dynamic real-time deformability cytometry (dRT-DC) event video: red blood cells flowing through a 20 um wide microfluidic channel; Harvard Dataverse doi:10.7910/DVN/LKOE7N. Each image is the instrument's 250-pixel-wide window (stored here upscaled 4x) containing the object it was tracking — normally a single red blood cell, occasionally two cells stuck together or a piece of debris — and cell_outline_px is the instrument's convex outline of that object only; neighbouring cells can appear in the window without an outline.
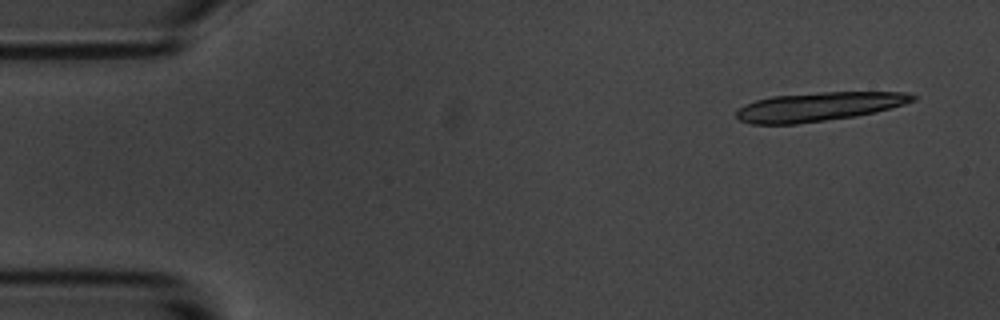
{"species": "common noctule bat (a hibernating species)", "species_latin": "Nyctalus noctula", "temperature_condition": "room temperature", "stored_images_in_passage": 6, "camera_frame_rate_fps": 3000, "um_per_image_px": 0.085, "animal": {"sex": "male", "body_mass_g": 20.1, "forearm_length_mm": 53.5}, "frame": {"image": 1, "passage_image": 1, "time_ms": 0.0, "image_size_px": [1000, 320], "cell_outline_px": [[916, 100], [904, 104], [876, 112], [856, 116], [796, 124], [752, 124], [740, 120], [736, 116], [736, 112], [744, 104], [756, 100], [772, 96], [820, 92], [904, 92], [916, 96]], "centroid_in_image_um": [69.59, 9.06], "position_along_channel_um": 15.4, "area_um2": 29.59}}
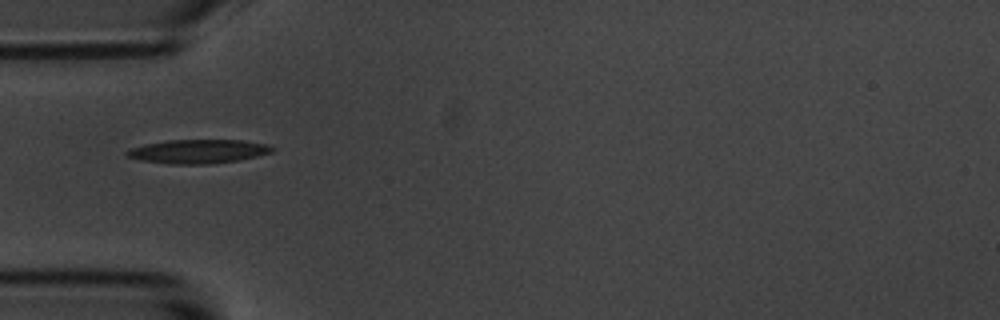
{"frame": {"image": 2, "passage_image": 4, "time_ms": 4.667, "image_size_px": [1000, 320], "cell_outline_px": [[276, 148], [272, 152], [240, 160], [212, 164], [168, 164], [140, 160], [128, 156], [124, 152], [132, 148], [148, 144], [168, 140], [240, 140], [264, 144]], "centroid_in_image_um": [16.86, 12.88], "position_along_channel_um": 68.1, "area_um2": 20.06}}
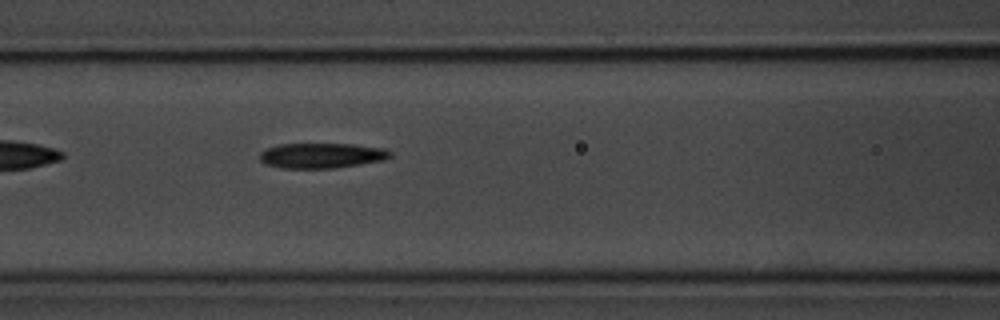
{"frame": {"image": 3, "passage_image": 6, "time_ms": 6.667, "image_size_px": [1000, 320], "cell_outline_px": [[392, 156], [384, 160], [360, 164], [332, 168], [280, 168], [264, 164], [260, 160], [260, 152], [264, 148], [280, 144], [352, 144], [384, 148], [392, 152]], "centroid_in_image_um": [27.31, 13.22], "position_along_channel_um": 139.3, "area_um2": 19.25}}